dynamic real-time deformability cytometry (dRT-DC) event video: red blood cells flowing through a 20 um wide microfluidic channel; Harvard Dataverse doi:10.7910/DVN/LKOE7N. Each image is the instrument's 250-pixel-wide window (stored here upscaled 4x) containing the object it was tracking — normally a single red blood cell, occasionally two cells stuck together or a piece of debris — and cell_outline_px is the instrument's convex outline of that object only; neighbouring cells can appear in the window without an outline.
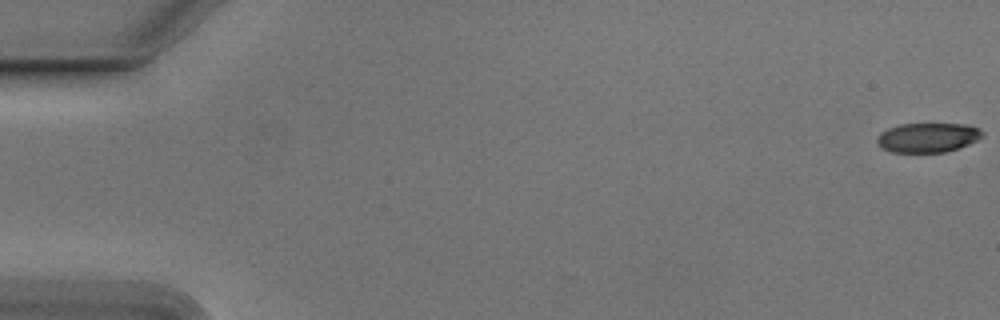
{"species": "Egyptian fruit bat (a non-hibernating species)", "species_latin": "Rousettus aegyptiacus", "temperature_condition": "cold", "stored_images_in_passage": 55, "camera_frame_rate_fps": 3000, "um_per_image_px": 0.085, "animal": {"sex": "male"}, "frame": {"image": 1, "passage_image": 1, "time_ms": 0.0, "image_size_px": [1000, 320], "cell_outline_px": [[984, 136], [960, 148], [944, 152], [892, 152], [880, 148], [876, 144], [876, 136], [880, 132], [888, 128], [900, 124], [968, 124], [980, 128], [984, 132]], "centroid_in_image_um": [78.84, 11.69], "position_along_channel_um": 6.2, "area_um2": 18.38}}
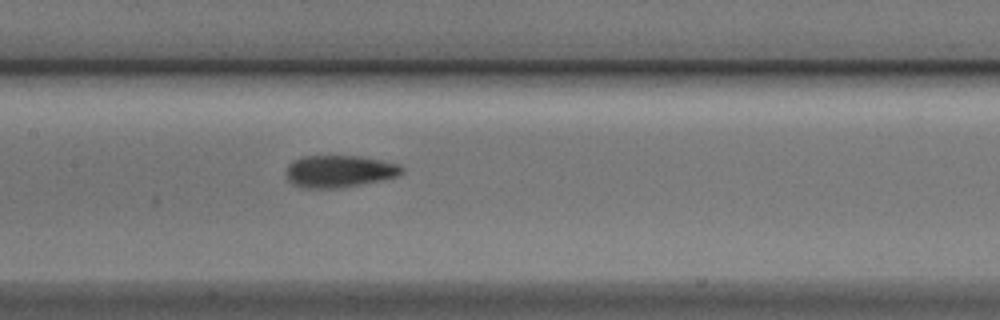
{"frame": {"image": 2, "passage_image": 27, "time_ms": 8.667, "image_size_px": [1000, 320], "cell_outline_px": [[404, 172], [400, 176], [344, 188], [300, 188], [292, 184], [288, 180], [284, 172], [288, 164], [304, 156], [360, 156], [400, 164], [404, 168]], "centroid_in_image_um": [28.85, 14.57], "position_along_channel_um": 178.6, "area_um2": 22.02}}
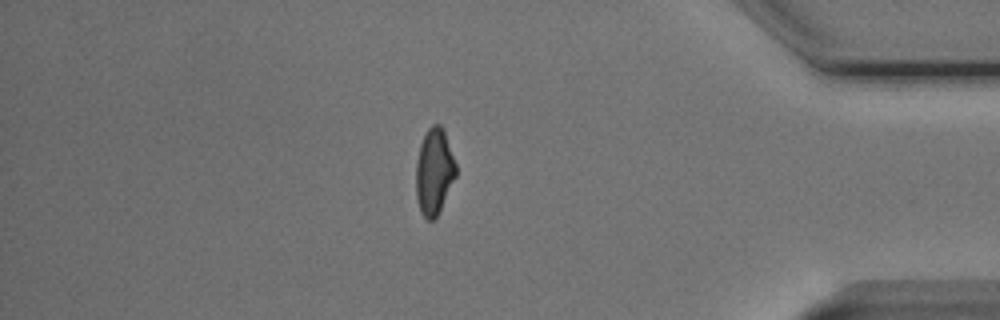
{"frame": {"image": 3, "passage_image": 47, "time_ms": 15.333, "image_size_px": [1000, 320], "cell_outline_px": [[456, 176], [440, 212], [432, 220], [428, 220], [420, 212], [416, 196], [416, 160], [420, 144], [428, 128], [432, 124], [440, 124], [444, 128], [456, 164]], "centroid_in_image_um": [36.91, 14.57], "position_along_channel_um": 398.3, "area_um2": 20.29}, "authors_computed_cell_mechanics": {"area_um2": 20.6346, "velocity_mm_per_s": 3.8082, "shape_relaxation_time_tau1_ms": 4.6667, "shape_relaxation_time_tau2_ms": 2.3019, "deformation_change_tau1": 0.1493, "deformation_change_tau2": 0.0946}}